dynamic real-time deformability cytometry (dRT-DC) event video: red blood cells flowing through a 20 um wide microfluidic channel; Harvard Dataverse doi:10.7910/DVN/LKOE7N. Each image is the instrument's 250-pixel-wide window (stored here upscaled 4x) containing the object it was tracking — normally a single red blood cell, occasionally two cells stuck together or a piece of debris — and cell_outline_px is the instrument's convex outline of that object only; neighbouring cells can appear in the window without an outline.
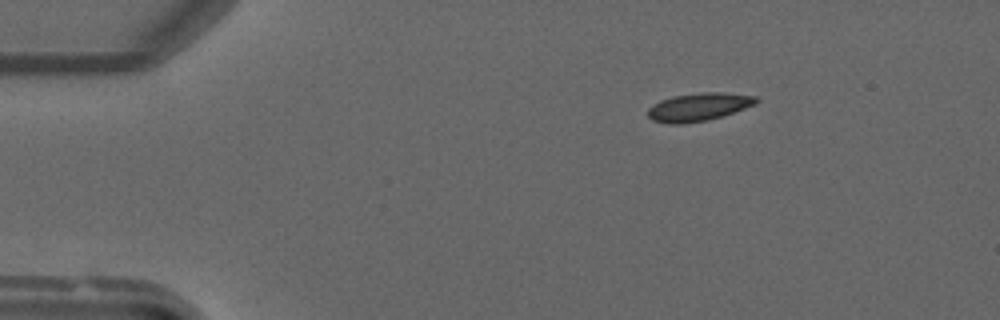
{"species": "common noctule bat (a hibernating species)", "species_latin": "Nyctalus noctula", "temperature_condition": "warm", "stored_images_in_passage": 50, "camera_frame_rate_fps": 3000, "um_per_image_px": 0.085, "animal": {"sex": "male", "forearm_length_mm": 52.5}, "frame": {"image": 1, "passage_image": 8, "time_ms": 2.333, "image_size_px": [1000, 320], "cell_outline_px": [[760, 100], [756, 104], [708, 120], [684, 124], [668, 124], [652, 120], [648, 116], [648, 108], [652, 104], [660, 100], [672, 96], [700, 92], [724, 92], [756, 96]], "centroid_in_image_um": [59.36, 9.08], "position_along_channel_um": 25.6, "area_um2": 17.8}}
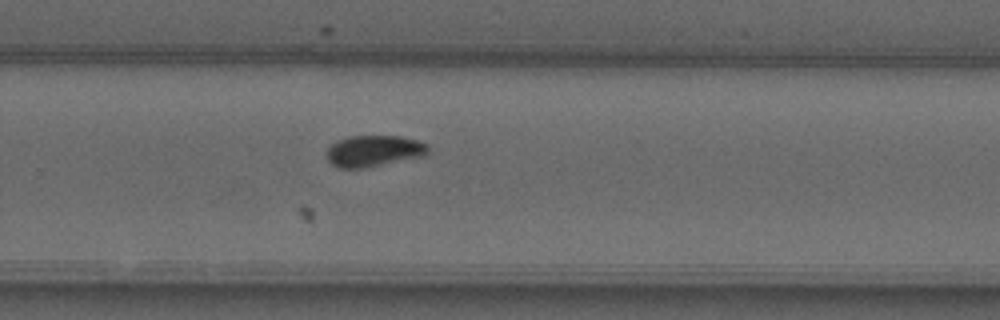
{"frame": {"image": 2, "passage_image": 33, "time_ms": 10.667, "image_size_px": [1000, 320], "cell_outline_px": [[428, 152], [424, 156], [368, 168], [340, 168], [332, 164], [328, 160], [328, 148], [336, 140], [348, 136], [400, 136], [416, 140], [428, 144]], "centroid_in_image_um": [31.79, 12.83], "position_along_channel_um": 298.0, "area_um2": 18.61}}
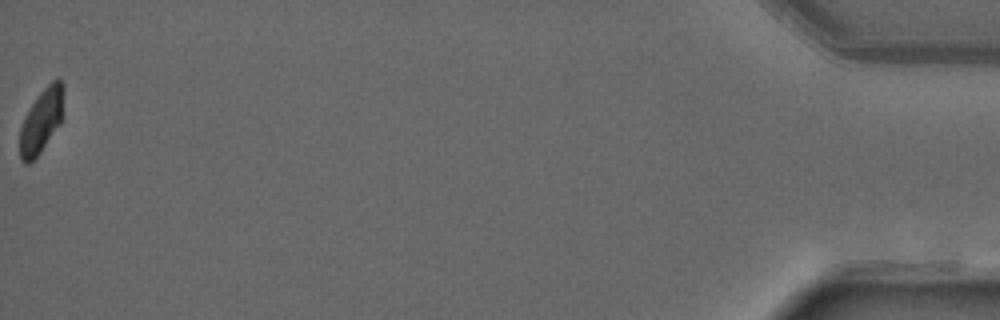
{"frame": {"image": 3, "passage_image": 50, "time_ms": 16.333, "image_size_px": [1000, 320], "cell_outline_px": [[64, 116], [60, 124], [40, 152], [28, 164], [24, 164], [20, 160], [20, 128], [32, 104], [40, 92], [52, 80], [60, 80], [64, 84]], "centroid_in_image_um": [3.56, 10.25], "position_along_channel_um": 431.6, "area_um2": 16.36}}